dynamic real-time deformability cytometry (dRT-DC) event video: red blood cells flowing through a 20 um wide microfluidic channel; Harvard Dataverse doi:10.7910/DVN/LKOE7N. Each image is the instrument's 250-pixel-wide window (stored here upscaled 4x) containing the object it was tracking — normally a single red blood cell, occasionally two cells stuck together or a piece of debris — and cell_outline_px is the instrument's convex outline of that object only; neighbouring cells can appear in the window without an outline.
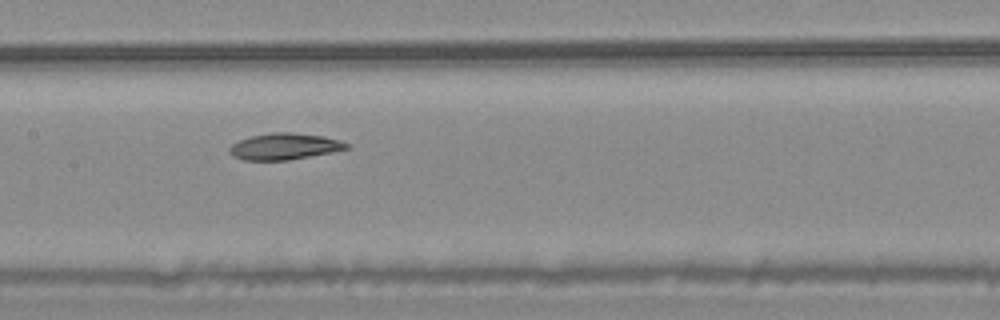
{"species": "common noctule bat (a hibernating species)", "species_latin": "Nyctalus noctula", "temperature_condition": "warm", "stored_images_in_passage": 10, "camera_frame_rate_fps": 3000, "um_per_image_px": 0.085, "animal": {"sex": "male", "body_mass_g": 20.4}, "frame": {"image": 1, "passage_image": 7, "time_ms": 2.0, "image_size_px": [1000, 320], "cell_outline_px": [[352, 148], [332, 152], [288, 160], [244, 160], [232, 156], [228, 152], [228, 148], [232, 144], [240, 140], [252, 136], [272, 132], [288, 132], [324, 136], [352, 144]], "centroid_in_image_um": [24.2, 12.45], "position_along_channel_um": 183.2, "area_um2": 18.09}}